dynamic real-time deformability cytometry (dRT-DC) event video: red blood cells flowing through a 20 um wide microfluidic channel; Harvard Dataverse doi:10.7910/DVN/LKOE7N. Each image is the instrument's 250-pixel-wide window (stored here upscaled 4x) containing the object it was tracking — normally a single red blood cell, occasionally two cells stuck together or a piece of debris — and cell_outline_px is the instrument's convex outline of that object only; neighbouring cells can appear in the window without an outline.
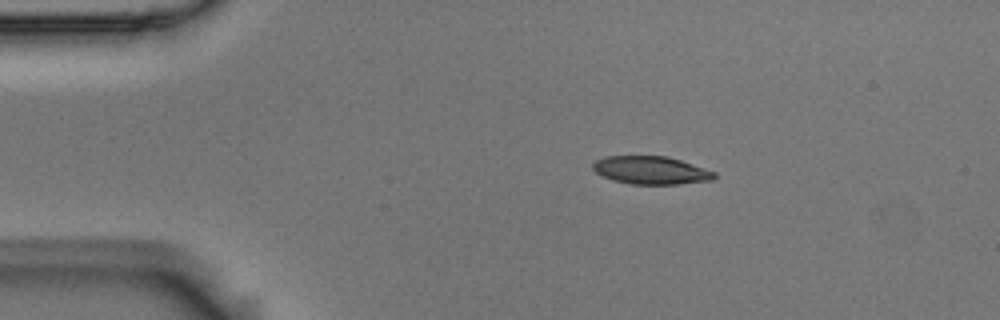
{"species": "Egyptian fruit bat (a non-hibernating species)", "species_latin": "Rousettus aegyptiacus", "temperature_condition": "room temperature", "stored_images_in_passage": 10, "camera_frame_rate_fps": 3000, "um_per_image_px": 0.085, "animal": {"sex": "male"}, "frame": {"image": 1, "passage_image": 2, "time_ms": 0.333, "image_size_px": [1000, 320], "cell_outline_px": [[716, 176], [712, 180], [680, 184], [632, 184], [612, 180], [596, 172], [592, 168], [592, 164], [596, 160], [604, 156], [668, 156], [716, 172]], "centroid_in_image_um": [55.33, 14.47], "position_along_channel_um": 29.7, "area_um2": 19.77}}
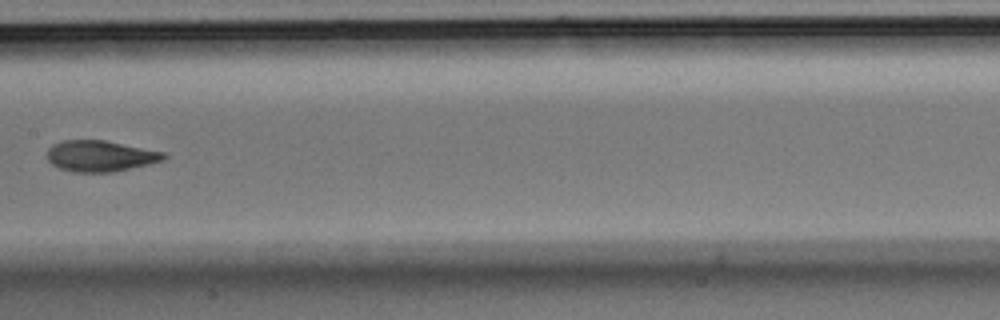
{"frame": {"image": 2, "passage_image": 7, "time_ms": 2.0, "image_size_px": [1000, 320], "cell_outline_px": [[168, 156], [164, 160], [148, 164], [112, 172], [72, 172], [60, 168], [52, 164], [48, 160], [48, 148], [52, 144], [60, 140], [104, 140], [164, 152]], "centroid_in_image_um": [8.51, 13.25], "position_along_channel_um": 198.9, "area_um2": 21.04}}
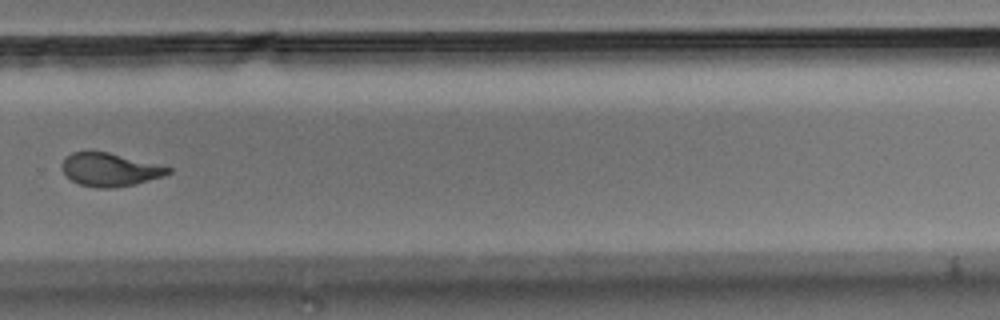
{"frame": {"image": 3, "passage_image": 10, "time_ms": 3.0, "image_size_px": [1000, 320], "cell_outline_px": [[172, 172], [164, 176], [116, 188], [96, 188], [80, 184], [72, 180], [60, 168], [60, 164], [72, 152], [108, 152], [172, 168]], "centroid_in_image_um": [9.33, 14.43], "position_along_channel_um": 320.5, "area_um2": 20.23}}